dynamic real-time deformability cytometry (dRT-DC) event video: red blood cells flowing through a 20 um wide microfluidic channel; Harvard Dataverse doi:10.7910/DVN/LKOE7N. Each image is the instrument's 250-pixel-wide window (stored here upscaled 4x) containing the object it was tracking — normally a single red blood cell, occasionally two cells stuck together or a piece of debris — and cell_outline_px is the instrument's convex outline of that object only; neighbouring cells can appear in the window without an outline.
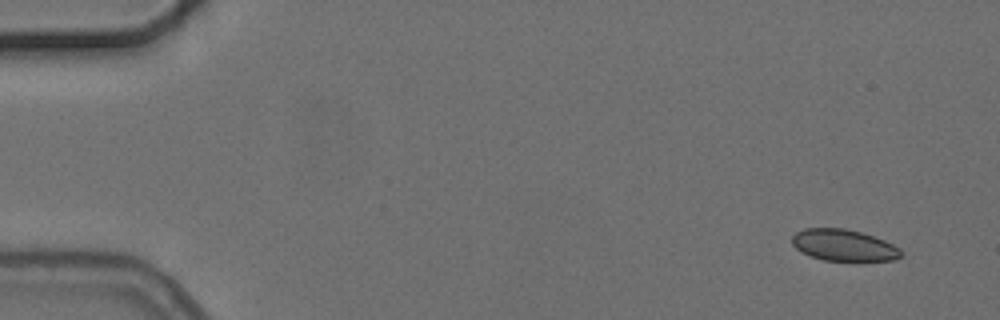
{"species": "common noctule bat (a hibernating species)", "species_latin": "Nyctalus noctula", "temperature_condition": "cold", "stored_images_in_passage": 4, "camera_frame_rate_fps": 3000, "um_per_image_px": 0.085, "animal": {"sex": "female", "body_mass_g": 24.6, "forearm_length_mm": 56.2}, "frame": {"image": 1, "passage_image": 1, "time_ms": 0.0, "image_size_px": [1000, 320], "cell_outline_px": [[904, 252], [896, 260], [824, 260], [800, 252], [792, 244], [792, 236], [796, 232], [804, 228], [844, 228], [860, 232], [884, 240], [900, 248]], "centroid_in_image_um": [71.71, 20.83], "position_along_channel_um": 13.3, "area_um2": 19.88}}
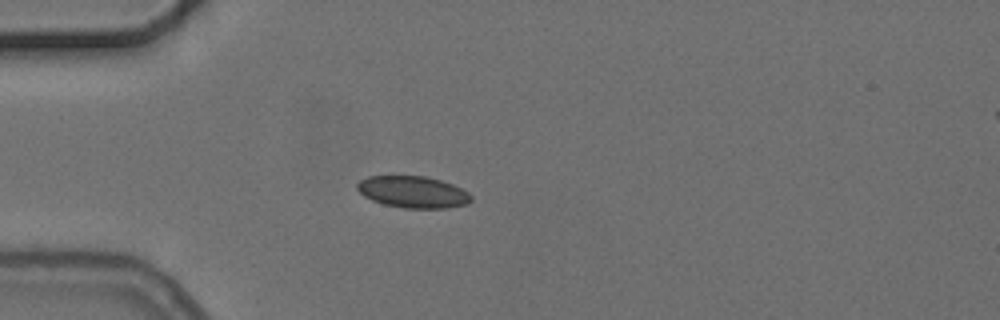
{"frame": {"image": 2, "passage_image": 3, "time_ms": 4.0, "image_size_px": [1000, 320], "cell_outline_px": [[472, 200], [468, 204], [448, 208], [404, 208], [384, 204], [372, 200], [364, 196], [356, 188], [356, 184], [360, 180], [368, 176], [424, 176], [440, 180], [452, 184], [468, 192], [472, 196]], "centroid_in_image_um": [35.11, 16.32], "position_along_channel_um": 49.9, "area_um2": 21.1}}